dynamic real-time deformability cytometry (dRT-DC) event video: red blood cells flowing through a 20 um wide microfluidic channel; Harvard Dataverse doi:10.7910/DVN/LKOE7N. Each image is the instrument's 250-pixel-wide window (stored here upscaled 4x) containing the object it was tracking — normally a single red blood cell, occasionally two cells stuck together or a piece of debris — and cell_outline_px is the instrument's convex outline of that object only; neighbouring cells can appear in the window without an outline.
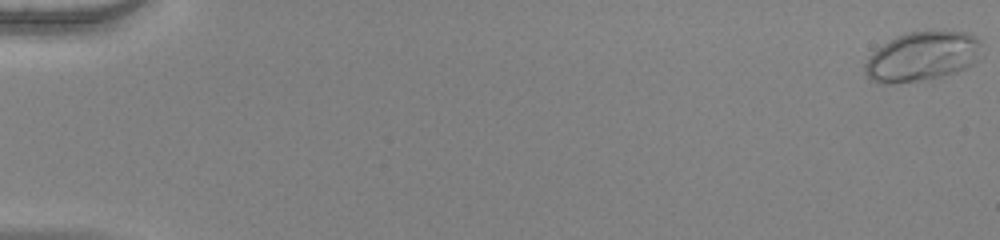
{"species": "human", "species_latin": "Homo sapiens", "temperature_condition": "warm", "stored_images_in_passage": 54, "camera_frame_rate_fps": 3000, "um_per_image_px": 0.085, "donor": {"sex": "female"}, "frame": {"image": 1, "passage_image": 1, "time_ms": 0.0, "image_size_px": [1000, 240], "cell_outline_px": [[984, 56], [980, 60], [968, 68], [956, 72], [940, 76], [892, 84], [880, 84], [872, 80], [864, 72], [864, 64], [868, 56], [876, 48], [888, 40], [896, 36], [908, 32], [968, 32], [976, 36], [980, 40]], "centroid_in_image_um": [78.42, 4.79], "position_along_channel_um": 6.6, "area_um2": 33.99}}
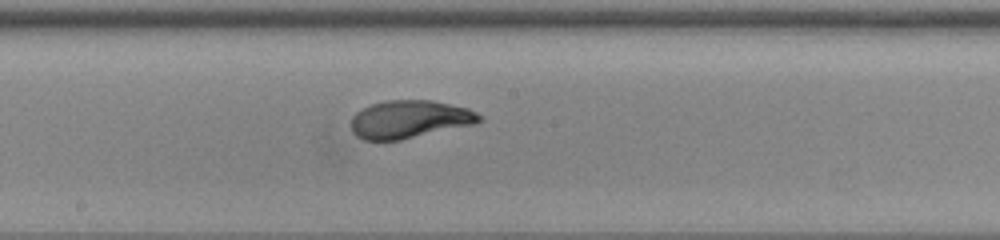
{"frame": {"image": 2, "passage_image": 31, "time_ms": 10.0, "image_size_px": [1000, 240], "cell_outline_px": [[484, 120], [476, 124], [400, 140], [364, 140], [356, 136], [352, 132], [352, 116], [356, 112], [372, 104], [388, 100], [432, 100], [468, 108], [484, 116]], "centroid_in_image_um": [34.86, 10.14], "position_along_channel_um": 213.3, "area_um2": 28.44}}
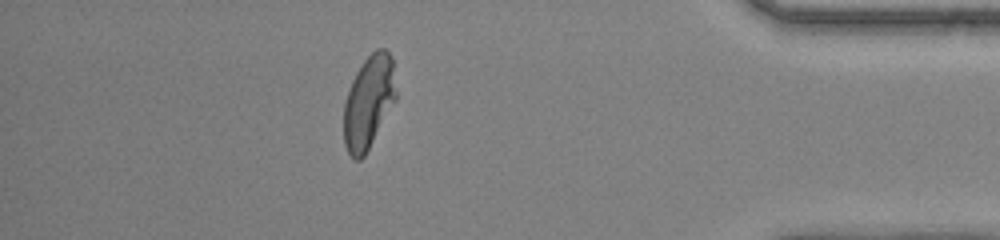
{"frame": {"image": 3, "passage_image": 48, "time_ms": 15.667, "image_size_px": [1000, 240], "cell_outline_px": [[396, 100], [364, 156], [360, 160], [352, 160], [344, 144], [344, 100], [352, 80], [356, 72], [364, 60], [376, 48], [384, 48], [392, 56], [396, 92]], "centroid_in_image_um": [31.33, 8.67], "position_along_channel_um": 403.9, "area_um2": 28.38}, "authors_computed_cell_mechanics": {"area_um2": 28.5821, "velocity_mm_per_s": 3.9794, "shape_relaxation_time_tau1_ms": 3.4315, "shape_relaxation_time_tau2_ms": null, "deformation_change_tau1": 0.185, "deformation_change_tau2": null}}